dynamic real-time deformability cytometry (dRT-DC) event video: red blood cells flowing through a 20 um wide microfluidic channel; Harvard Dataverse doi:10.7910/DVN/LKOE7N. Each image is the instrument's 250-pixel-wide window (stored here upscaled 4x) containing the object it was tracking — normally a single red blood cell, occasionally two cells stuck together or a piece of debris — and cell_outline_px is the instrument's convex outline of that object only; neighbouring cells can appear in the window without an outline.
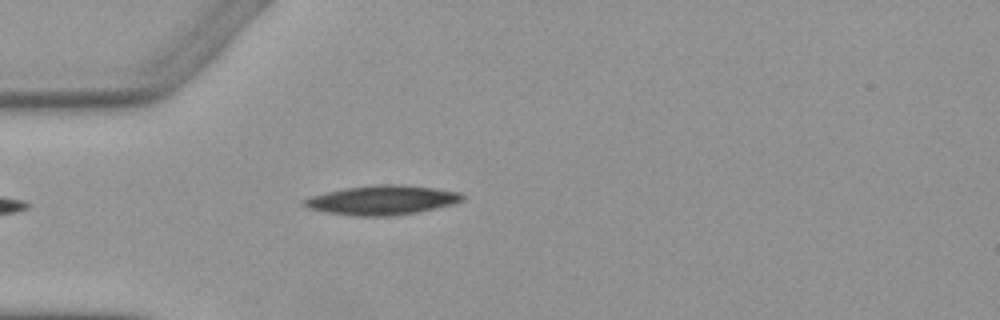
{"species": "Egyptian fruit bat (a non-hibernating species)", "species_latin": "Rousettus aegyptiacus", "temperature_condition": "warm", "stored_images_in_passage": 2, "camera_frame_rate_fps": 3000, "um_per_image_px": 0.085, "animal": {"sex": "female"}, "frame": {"image": 1, "passage_image": 2, "time_ms": 1.0, "image_size_px": [1000, 320], "cell_outline_px": [[464, 200], [452, 204], [416, 212], [392, 216], [352, 216], [324, 212], [308, 208], [300, 204], [300, 200], [324, 192], [344, 188], [376, 184], [400, 184], [436, 188], [460, 192], [464, 196]], "centroid_in_image_um": [32.42, 17.0], "position_along_channel_um": 52.6, "area_um2": 27.34}}